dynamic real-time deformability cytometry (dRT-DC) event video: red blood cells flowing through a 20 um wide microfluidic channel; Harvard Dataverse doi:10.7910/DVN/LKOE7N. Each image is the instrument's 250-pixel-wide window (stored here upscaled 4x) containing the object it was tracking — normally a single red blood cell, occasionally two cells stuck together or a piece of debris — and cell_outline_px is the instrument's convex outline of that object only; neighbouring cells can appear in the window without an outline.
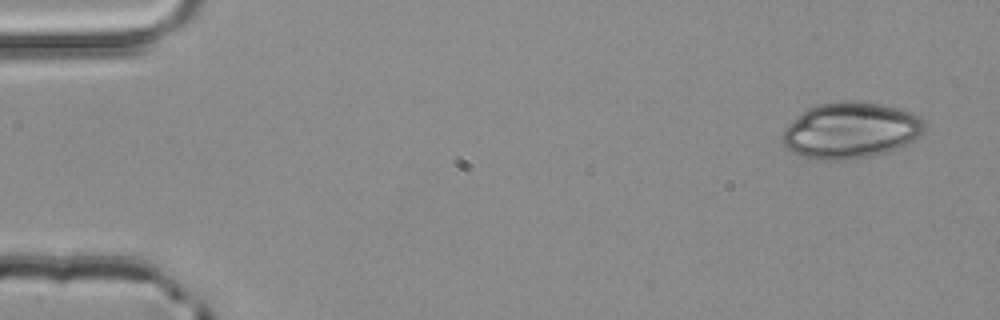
{"species": "common noctule bat (a hibernating species)", "species_latin": "Nyctalus noctula", "temperature_condition": "room temperature", "stored_images_in_passage": 3, "camera_frame_rate_fps": 3000, "um_per_image_px": 0.085, "animal": {"sex": "male", "body_mass_g": 20.4}, "frame": {"image": 1, "passage_image": 1, "time_ms": 0.0, "image_size_px": [1000, 320], "cell_outline_px": [[924, 132], [920, 136], [888, 152], [872, 156], [844, 160], [824, 160], [804, 156], [792, 152], [780, 140], [784, 128], [796, 116], [808, 108], [820, 104], [852, 100], [880, 104], [900, 108], [912, 112], [920, 116], [924, 120]], "centroid_in_image_um": [72.3, 11.08], "position_along_channel_um": 12.7, "area_um2": 46.47}}
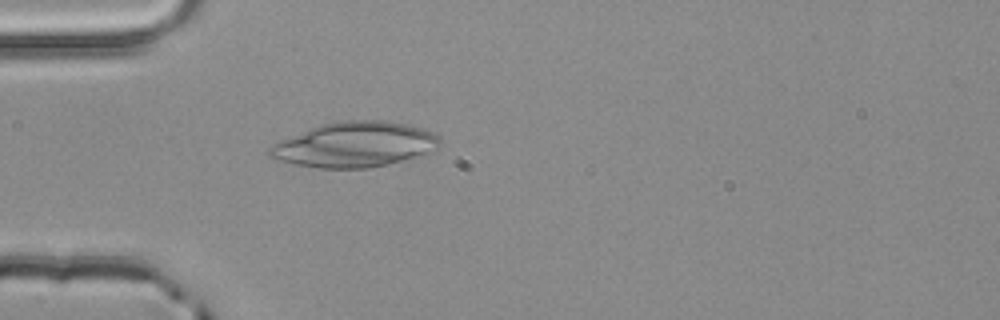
{"frame": {"image": 2, "passage_image": 3, "time_ms": 0.667, "image_size_px": [1000, 320], "cell_outline_px": [[440, 148], [424, 156], [388, 164], [368, 168], [320, 168], [296, 164], [276, 160], [268, 156], [264, 152], [268, 148], [280, 140], [312, 128], [324, 124], [340, 120], [384, 120], [408, 124], [424, 128], [436, 132], [440, 136]], "centroid_in_image_um": [30.23, 12.29], "position_along_channel_um": 54.8, "area_um2": 45.37}}